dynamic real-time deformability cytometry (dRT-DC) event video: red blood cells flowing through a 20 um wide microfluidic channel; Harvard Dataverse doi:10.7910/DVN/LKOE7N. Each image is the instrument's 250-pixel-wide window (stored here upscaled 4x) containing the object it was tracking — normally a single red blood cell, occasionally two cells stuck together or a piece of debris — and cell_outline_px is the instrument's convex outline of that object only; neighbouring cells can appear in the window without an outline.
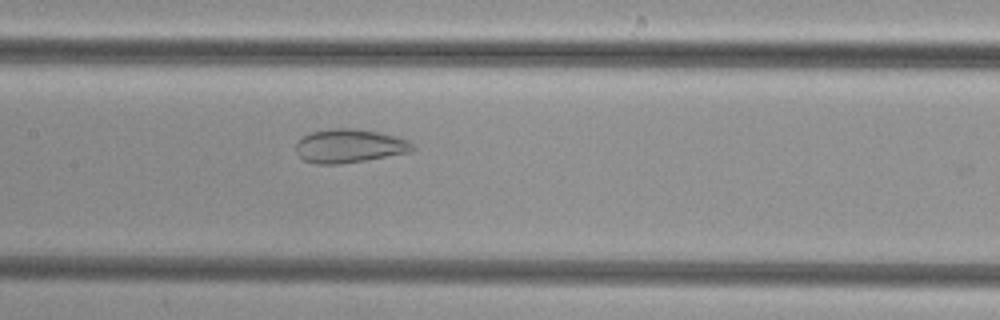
{"species": "common noctule bat (a hibernating species)", "species_latin": "Nyctalus noctula", "temperature_condition": "cold", "stored_images_in_passage": 21, "camera_frame_rate_fps": 3000, "um_per_image_px": 0.085, "animal": {"sex": "female", "body_mass_g": 29.2, "forearm_length_mm": 56.3}, "frame": {"image": 1, "passage_image": 9, "time_ms": 2.667, "image_size_px": [1000, 320], "cell_outline_px": [[416, 148], [412, 152], [340, 164], [316, 164], [304, 160], [296, 152], [296, 144], [304, 136], [312, 132], [332, 128], [356, 128], [380, 132], [408, 140]], "centroid_in_image_um": [29.72, 12.4], "position_along_channel_um": 177.7, "area_um2": 22.83}}
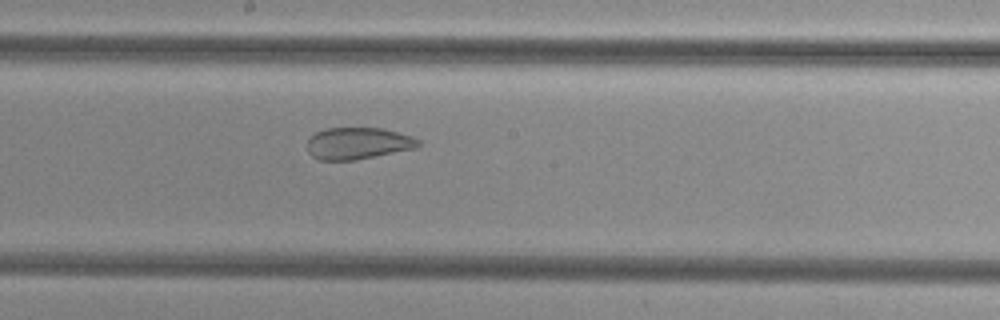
{"frame": {"image": 2, "passage_image": 12, "time_ms": 3.667, "image_size_px": [1000, 320], "cell_outline_px": [[420, 144], [416, 148], [356, 160], [320, 160], [312, 156], [308, 152], [308, 140], [316, 132], [324, 128], [384, 128], [412, 136], [420, 140]], "centroid_in_image_um": [30.44, 12.18], "position_along_channel_um": 217.8, "area_um2": 20.63}}
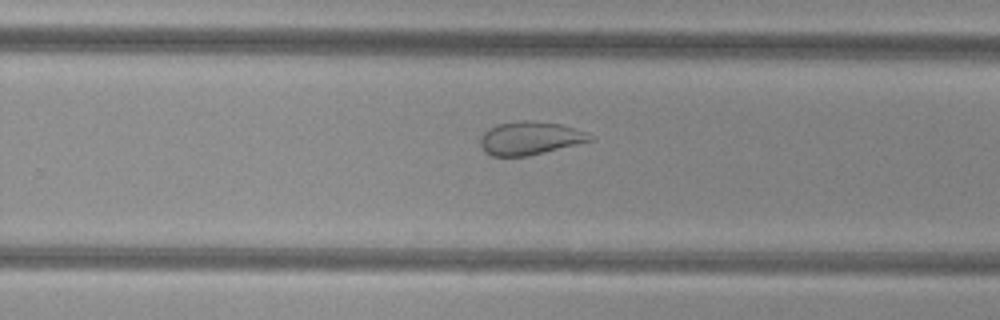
{"frame": {"image": 3, "passage_image": 17, "time_ms": 5.333, "image_size_px": [1000, 320], "cell_outline_px": [[592, 140], [528, 156], [492, 156], [484, 152], [480, 144], [480, 136], [488, 128], [496, 124], [516, 120], [532, 120], [560, 124], [588, 132], [592, 136]], "centroid_in_image_um": [45.0, 11.73], "position_along_channel_um": 284.8, "area_um2": 21.33}}